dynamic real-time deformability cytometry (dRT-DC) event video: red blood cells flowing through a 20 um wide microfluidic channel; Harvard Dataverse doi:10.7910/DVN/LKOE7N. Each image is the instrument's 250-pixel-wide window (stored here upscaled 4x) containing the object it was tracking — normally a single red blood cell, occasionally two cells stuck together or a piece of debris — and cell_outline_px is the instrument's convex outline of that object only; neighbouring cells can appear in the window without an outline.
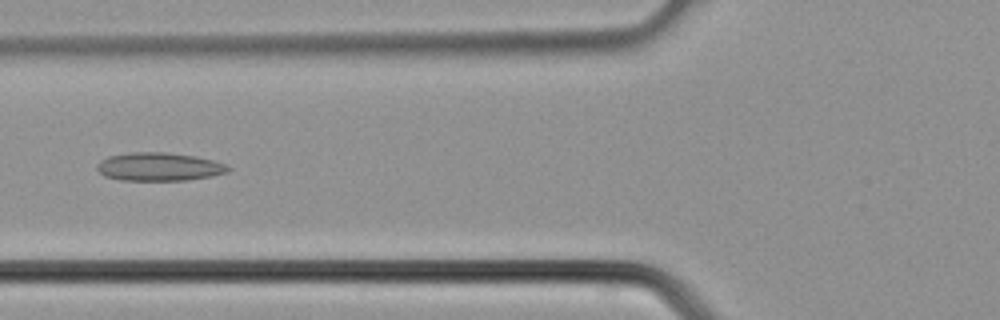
{"species": "common noctule bat (a hibernating species)", "species_latin": "Nyctalus noctula", "temperature_condition": "cold", "stored_images_in_passage": 31, "camera_frame_rate_fps": 3000, "um_per_image_px": 0.085, "animal": {"sex": "male", "body_mass_g": 21.5, "forearm_length_mm": 52.0}, "frame": {"image": 1, "passage_image": 7, "time_ms": 2.0, "image_size_px": [1000, 320], "cell_outline_px": [[232, 168], [228, 172], [212, 176], [184, 180], [120, 180], [104, 176], [96, 168], [96, 164], [100, 160], [108, 156], [128, 152], [164, 152], [196, 156], [212, 160], [224, 164]], "centroid_in_image_um": [13.49, 14.17], "position_along_channel_um": 112.3, "area_um2": 21.68}}
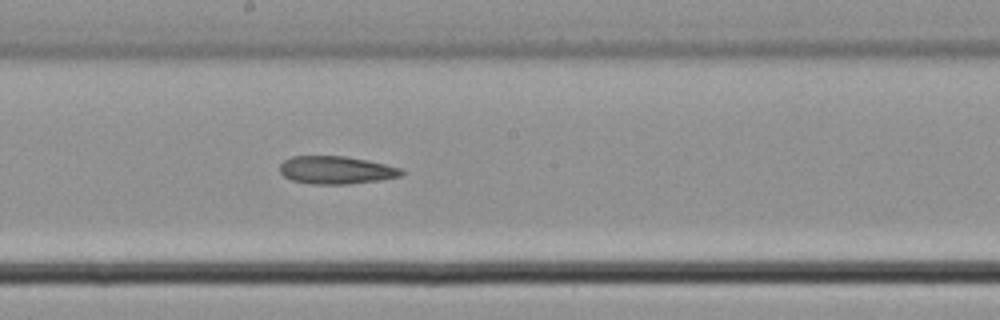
{"frame": {"image": 2, "passage_image": 13, "time_ms": 4.0, "image_size_px": [1000, 320], "cell_outline_px": [[404, 172], [400, 176], [380, 180], [348, 184], [312, 184], [292, 180], [284, 176], [280, 172], [280, 164], [284, 160], [292, 156], [344, 156], [368, 160], [400, 168]], "centroid_in_image_um": [28.55, 14.45], "position_along_channel_um": 219.6, "area_um2": 19.65}}
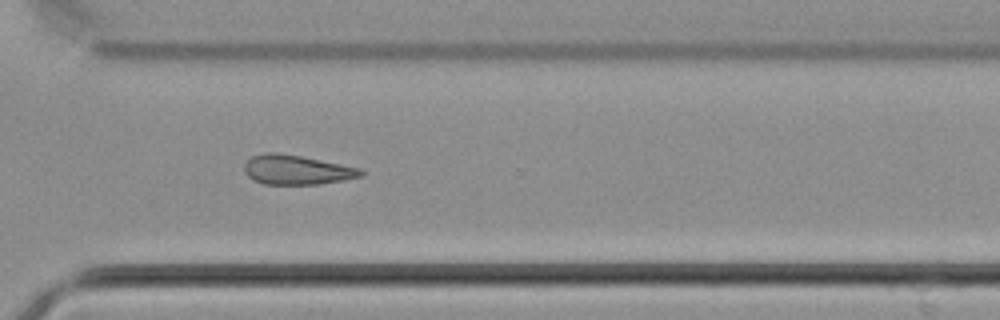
{"frame": {"image": 3, "passage_image": 20, "time_ms": 6.333, "image_size_px": [1000, 320], "cell_outline_px": [[364, 176], [320, 184], [264, 184], [252, 180], [244, 172], [244, 164], [252, 156], [264, 152], [276, 152], [300, 156], [360, 168], [364, 172]], "centroid_in_image_um": [25.19, 14.44], "position_along_channel_um": 345.4, "area_um2": 20.0}}